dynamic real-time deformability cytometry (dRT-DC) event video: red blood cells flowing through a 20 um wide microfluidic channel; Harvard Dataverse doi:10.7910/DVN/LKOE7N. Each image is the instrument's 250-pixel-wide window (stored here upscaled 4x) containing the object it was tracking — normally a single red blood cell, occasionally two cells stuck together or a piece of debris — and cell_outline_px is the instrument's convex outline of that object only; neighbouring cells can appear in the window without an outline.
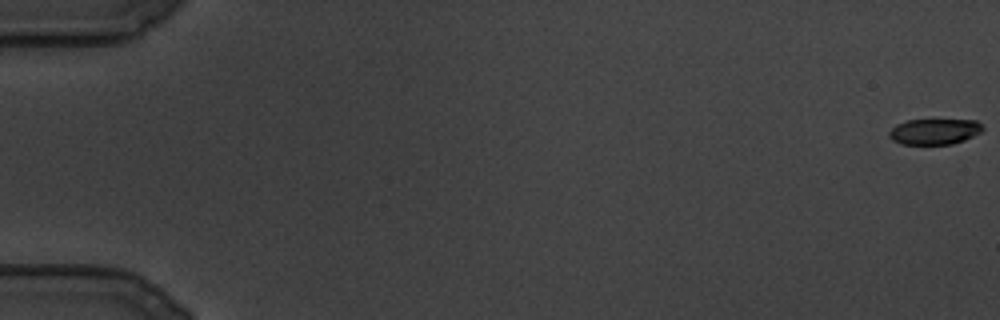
{"species": "common noctule bat (a hibernating species)", "species_latin": "Nyctalus noctula", "temperature_condition": "cold", "stored_images_in_passage": 116, "camera_frame_rate_fps": 3000, "um_per_image_px": 0.085, "animal": {"sex": "male", "body_mass_g": 19.5, "forearm_length_mm": 54.6}, "frame": {"image": 1, "passage_image": 1, "time_ms": 0.0, "image_size_px": [1000, 320], "cell_outline_px": [[984, 128], [980, 132], [964, 140], [952, 144], [900, 144], [892, 140], [888, 136], [888, 132], [896, 124], [908, 120], [976, 120]], "centroid_in_image_um": [79.39, 11.18], "position_along_channel_um": 5.6, "area_um2": 13.99}}
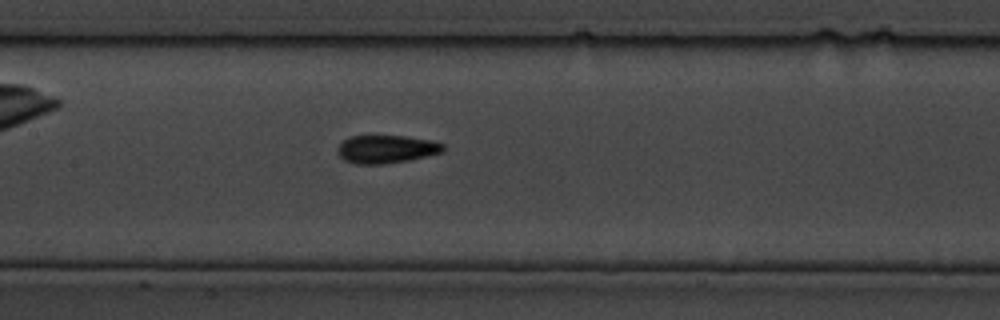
{"frame": {"image": 2, "passage_image": 59, "time_ms": 19.333, "image_size_px": [1000, 320], "cell_outline_px": [[444, 152], [408, 160], [384, 164], [356, 164], [344, 160], [336, 152], [336, 148], [344, 140], [352, 136], [404, 136], [432, 140], [444, 144]], "centroid_in_image_um": [32.84, 12.68], "position_along_channel_um": 174.6, "area_um2": 17.28}}
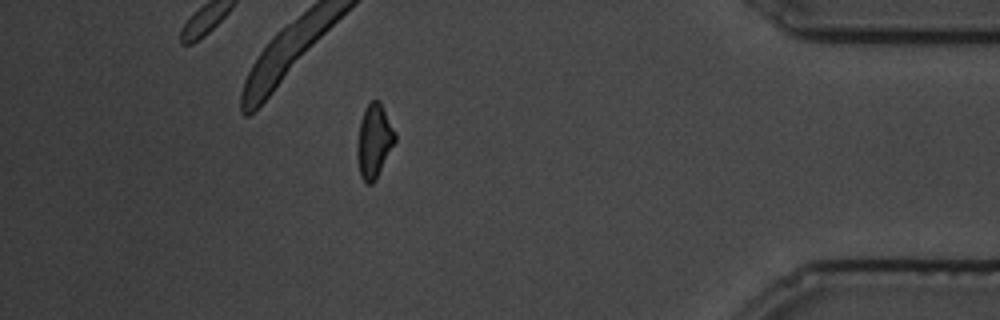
{"frame": {"image": 3, "passage_image": 105, "time_ms": 34.667, "image_size_px": [1000, 320], "cell_outline_px": [[396, 140], [376, 180], [372, 184], [364, 184], [360, 176], [356, 156], [356, 148], [360, 120], [364, 108], [372, 100], [380, 100], [396, 132]], "centroid_in_image_um": [31.79, 12.0], "position_along_channel_um": 403.4, "area_um2": 16.65}}